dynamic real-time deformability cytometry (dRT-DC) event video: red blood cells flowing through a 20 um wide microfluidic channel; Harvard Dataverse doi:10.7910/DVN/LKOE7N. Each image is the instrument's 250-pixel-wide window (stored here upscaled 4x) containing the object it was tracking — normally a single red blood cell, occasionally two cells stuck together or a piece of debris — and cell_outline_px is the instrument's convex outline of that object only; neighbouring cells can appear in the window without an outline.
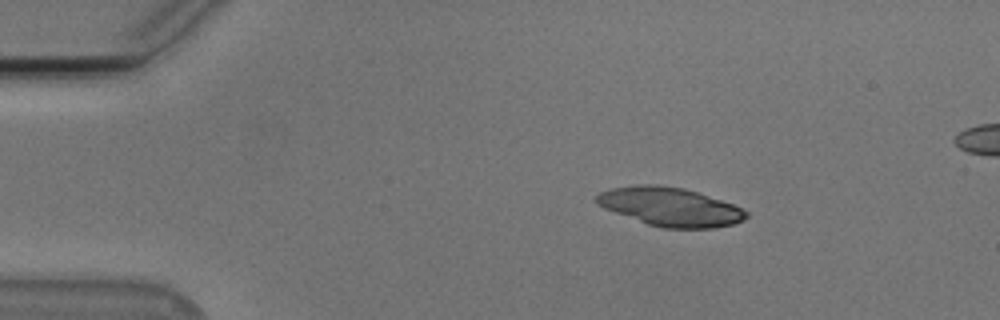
{"species": "Egyptian fruit bat (a non-hibernating species)", "species_latin": "Rousettus aegyptiacus", "temperature_condition": "cold", "stored_images_in_passage": 52, "camera_frame_rate_fps": 3000, "um_per_image_px": 0.085, "animal": {"sex": "male"}, "frame": {"image": 1, "passage_image": 8, "time_ms": 2.333, "image_size_px": [1000, 320], "cell_outline_px": [[748, 216], [744, 220], [732, 224], [712, 228], [664, 228], [648, 224], [604, 208], [596, 200], [596, 196], [600, 192], [612, 188], [636, 184], [656, 184], [684, 188], [732, 204], [748, 212]], "centroid_in_image_um": [56.96, 17.57], "position_along_channel_um": 28.0, "area_um2": 33.29}}